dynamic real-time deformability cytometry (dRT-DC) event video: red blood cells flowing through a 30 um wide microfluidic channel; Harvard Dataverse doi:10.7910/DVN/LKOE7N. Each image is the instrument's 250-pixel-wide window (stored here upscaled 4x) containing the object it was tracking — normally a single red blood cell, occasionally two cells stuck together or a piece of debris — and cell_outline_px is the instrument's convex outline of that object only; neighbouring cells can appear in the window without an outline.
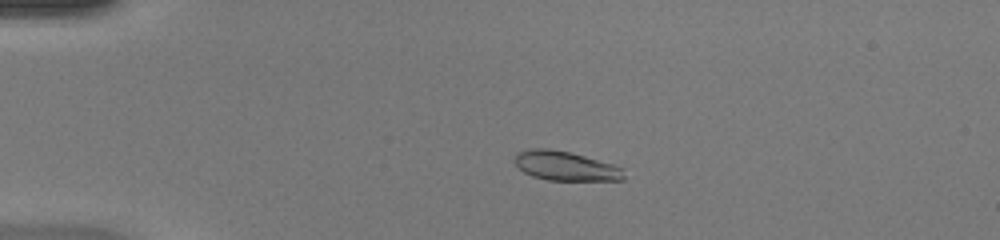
{"species": "common noctule bat (a hibernating species)", "species_latin": "Nyctalus noctula", "temperature_condition": "warm", "stored_images_in_passage": 49, "camera_frame_rate_fps": 3000, "um_per_image_px": 0.085, "animal": {"sex": "female", "body_mass_g": 20.0, "forearm_length_mm": 54.0}, "frame": {"image": 1, "passage_image": 12, "time_ms": 3.667, "image_size_px": [1000, 240], "cell_outline_px": [[624, 180], [548, 180], [532, 176], [524, 172], [512, 160], [516, 152], [532, 148], [548, 148], [572, 152], [612, 164], [624, 168]], "centroid_in_image_um": [48.05, 14.09], "position_along_channel_um": 37.0, "area_um2": 18.84}}
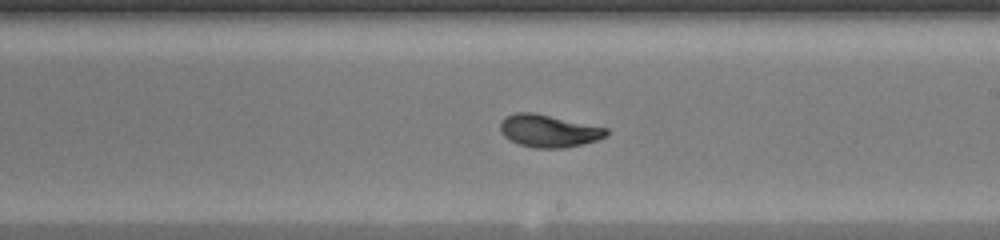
{"frame": {"image": 2, "passage_image": 30, "time_ms": 9.667, "image_size_px": [1000, 240], "cell_outline_px": [[608, 136], [596, 140], [564, 148], [536, 148], [520, 144], [504, 136], [500, 132], [500, 120], [504, 116], [516, 112], [532, 112], [608, 128]], "centroid_in_image_um": [46.61, 11.11], "position_along_channel_um": 242.4, "area_um2": 20.0}}
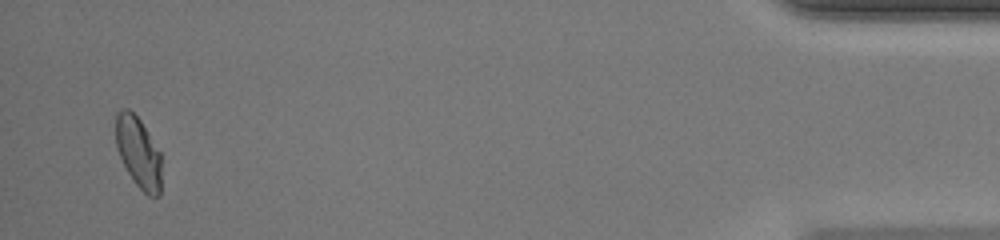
{"frame": {"image": 3, "passage_image": 48, "time_ms": 15.667, "image_size_px": [1000, 240], "cell_outline_px": [[160, 196], [148, 196], [136, 184], [128, 172], [120, 156], [116, 144], [116, 112], [120, 108], [128, 108], [140, 120], [160, 152]], "centroid_in_image_um": [11.75, 12.93], "position_along_channel_um": 423.4, "area_um2": 18.61}, "authors_computed_cell_mechanics": {"area_um2": 19.7098, "velocity_mm_per_s": 4.2769, "shape_relaxation_time_tau1_ms": 3.9646, "shape_relaxation_time_tau2_ms": null, "deformation_change_tau1": 0.1684, "deformation_change_tau2": null}}